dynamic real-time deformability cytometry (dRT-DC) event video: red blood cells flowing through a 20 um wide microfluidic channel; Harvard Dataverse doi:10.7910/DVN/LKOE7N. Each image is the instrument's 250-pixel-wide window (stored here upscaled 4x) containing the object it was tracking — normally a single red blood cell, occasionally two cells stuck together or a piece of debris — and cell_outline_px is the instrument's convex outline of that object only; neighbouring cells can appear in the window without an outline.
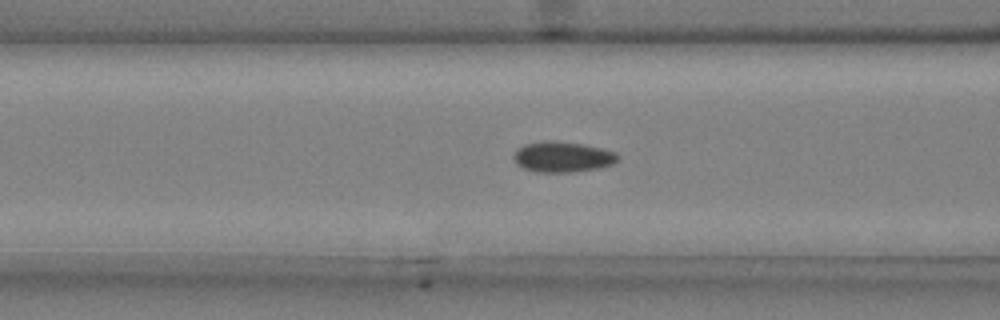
{"species": "common noctule bat (a hibernating species)", "species_latin": "Nyctalus noctula", "temperature_condition": "cold", "stored_images_in_passage": 48, "camera_frame_rate_fps": 3000, "um_per_image_px": 0.085, "animal": {"sex": "male", "body_mass_g": 20.4}, "frame": {"image": 1, "passage_image": 21, "time_ms": 6.667, "image_size_px": [1000, 320], "cell_outline_px": [[616, 160], [612, 164], [600, 168], [572, 172], [536, 172], [524, 168], [516, 164], [512, 156], [516, 148], [524, 144], [552, 140], [580, 144], [600, 148], [616, 152]], "centroid_in_image_um": [47.75, 13.34], "position_along_channel_um": 118.8, "area_um2": 18.44}}
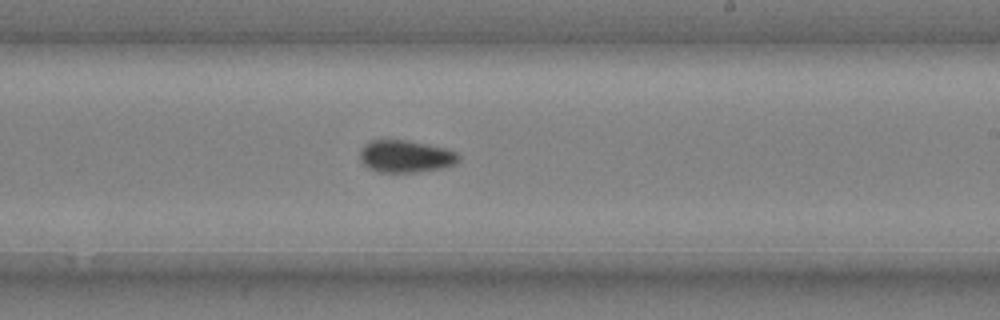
{"frame": {"image": 2, "passage_image": 32, "time_ms": 10.333, "image_size_px": [1000, 320], "cell_outline_px": [[460, 160], [456, 164], [440, 168], [416, 172], [376, 172], [368, 168], [364, 164], [360, 156], [360, 148], [364, 144], [372, 140], [404, 140], [428, 144], [444, 148], [456, 152], [460, 156]], "centroid_in_image_um": [34.47, 13.29], "position_along_channel_um": 254.5, "area_um2": 18.55}}
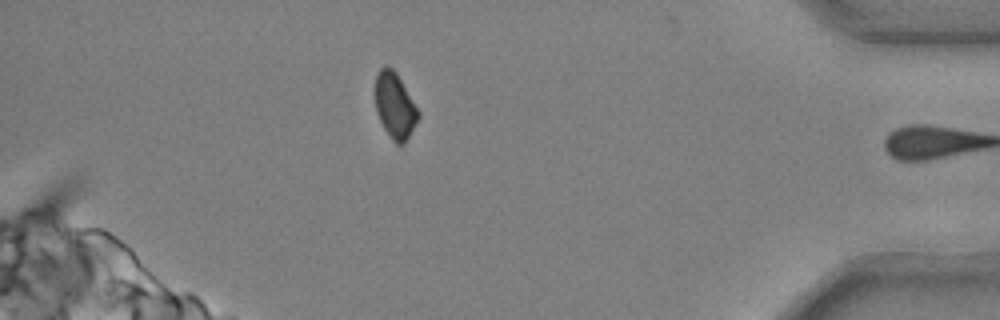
{"frame": {"image": 3, "passage_image": 47, "time_ms": 15.333, "image_size_px": [1000, 320], "cell_outline_px": [[420, 116], [404, 144], [396, 144], [392, 140], [384, 128], [376, 112], [376, 76], [380, 68], [384, 64], [388, 64], [396, 72], [420, 112]], "centroid_in_image_um": [33.57, 8.96], "position_along_channel_um": 401.6, "area_um2": 16.42}, "authors_computed_cell_mechanics": {"area_um2": 18.2359, "velocity_mm_per_s": 3.7118, "shape_relaxation_time_tau1_ms": 8.0494, "shape_relaxation_time_tau2_ms": 7.1343, "deformation_change_tau1": 0.1055, "deformation_change_tau2": 0.0639}}